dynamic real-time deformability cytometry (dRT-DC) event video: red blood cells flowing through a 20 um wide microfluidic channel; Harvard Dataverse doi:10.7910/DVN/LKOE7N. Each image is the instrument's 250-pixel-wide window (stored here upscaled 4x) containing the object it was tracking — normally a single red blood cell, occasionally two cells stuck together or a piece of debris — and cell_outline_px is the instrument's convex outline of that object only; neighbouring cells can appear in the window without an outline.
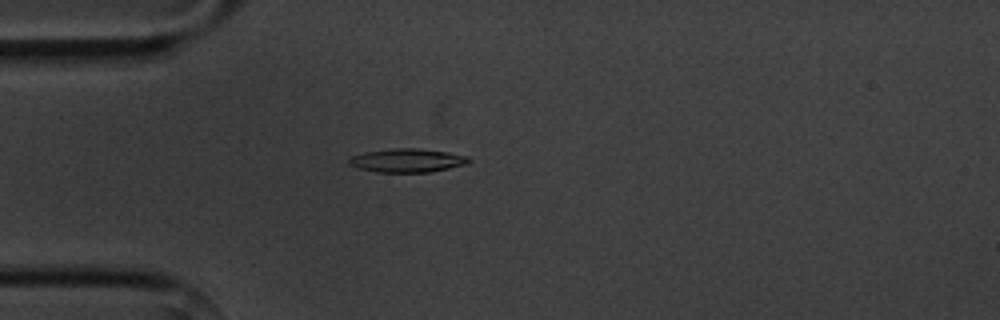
{"species": "common noctule bat (a hibernating species)", "species_latin": "Nyctalus noctula", "temperature_condition": "cold", "stored_images_in_passage": 4, "camera_frame_rate_fps": 3000, "um_per_image_px": 0.085, "animal": {"sex": "male", "body_mass_g": 20.1, "forearm_length_mm": 53.5}, "frame": {"image": 1, "passage_image": 4, "time_ms": 4.333, "image_size_px": [1000, 320], "cell_outline_px": [[472, 160], [468, 164], [428, 172], [376, 172], [356, 168], [348, 164], [348, 160], [352, 156], [364, 152], [392, 148], [416, 148], [448, 152], [468, 156]], "centroid_in_image_um": [34.6, 13.63], "position_along_channel_um": 50.4, "area_um2": 16.59}}